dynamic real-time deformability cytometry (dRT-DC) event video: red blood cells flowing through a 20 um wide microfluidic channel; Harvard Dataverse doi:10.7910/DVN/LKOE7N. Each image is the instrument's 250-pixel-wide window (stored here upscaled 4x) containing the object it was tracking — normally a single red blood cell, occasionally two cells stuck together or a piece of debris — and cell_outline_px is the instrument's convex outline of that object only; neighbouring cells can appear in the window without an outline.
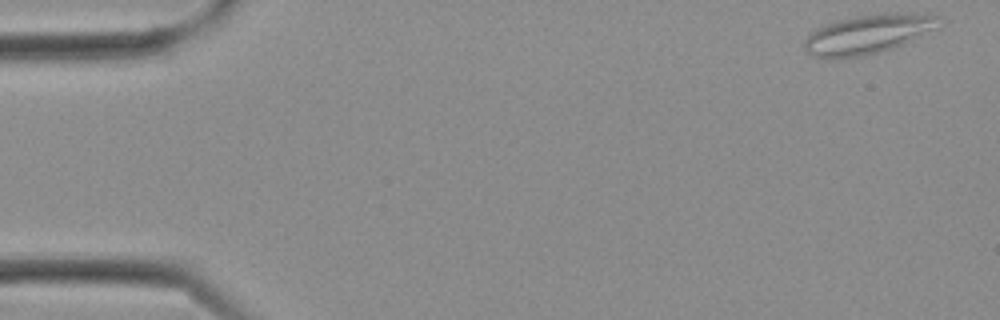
{"species": "Egyptian fruit bat (a non-hibernating species)", "species_latin": "Rousettus aegyptiacus", "temperature_condition": "cold", "stored_images_in_passage": 10, "camera_frame_rate_fps": 3000, "um_per_image_px": 0.085, "frame": {"image": 1, "passage_image": 1, "time_ms": 0.0, "image_size_px": [1000, 320], "cell_outline_px": [[944, 20], [936, 28], [900, 44], [880, 52], [864, 56], [836, 60], [828, 60], [812, 56], [804, 48], [804, 40], [816, 28], [840, 20], [856, 16], [896, 12], [928, 12], [940, 16]], "centroid_in_image_um": [73.79, 2.9], "position_along_channel_um": 11.2, "area_um2": 31.1}}
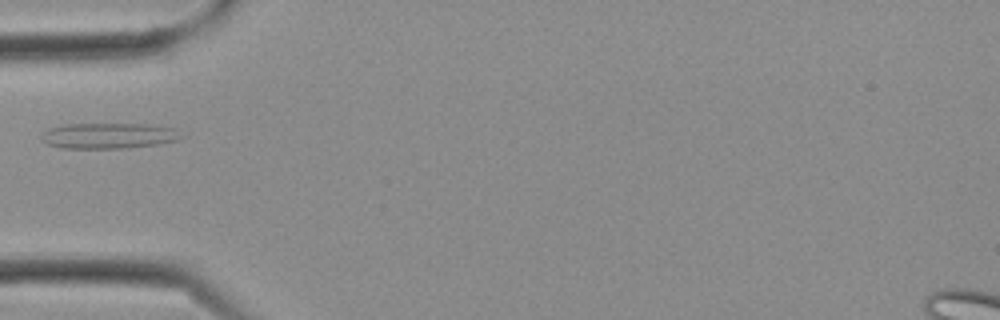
{"frame": {"image": 2, "passage_image": 9, "time_ms": 2.667, "image_size_px": [1000, 320], "cell_outline_px": [[188, 136], [176, 140], [160, 144], [124, 148], [60, 148], [48, 144], [40, 140], [40, 136], [48, 128], [64, 124], [152, 124], [176, 128]], "centroid_in_image_um": [9.29, 11.53], "position_along_channel_um": 75.7, "area_um2": 21.33}}